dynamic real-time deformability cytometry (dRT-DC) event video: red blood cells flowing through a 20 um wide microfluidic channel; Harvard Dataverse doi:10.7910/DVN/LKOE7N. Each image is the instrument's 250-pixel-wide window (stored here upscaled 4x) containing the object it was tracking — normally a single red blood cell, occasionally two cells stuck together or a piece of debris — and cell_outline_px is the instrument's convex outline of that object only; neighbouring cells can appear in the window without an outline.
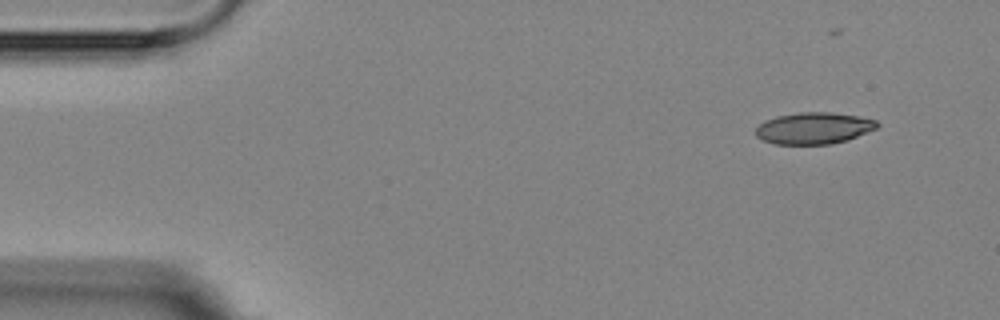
{"species": "Egyptian fruit bat (a non-hibernating species)", "species_latin": "Rousettus aegyptiacus", "temperature_condition": "room temperature", "stored_images_in_passage": 4, "segment_of_instrument_passage": [1, 2], "camera_frame_rate_fps": 3000, "um_per_image_px": 0.085, "animal": {"sex": "female"}, "frame": {"image": 1, "passage_image": 1, "time_ms": 0.0, "image_size_px": [1000, 320], "cell_outline_px": [[880, 124], [876, 128], [848, 140], [832, 144], [776, 144], [764, 140], [756, 136], [756, 128], [764, 120], [776, 116], [800, 112], [832, 112], [860, 116], [876, 120]], "centroid_in_image_um": [69.19, 10.89], "position_along_channel_um": 15.8, "area_um2": 22.43}}